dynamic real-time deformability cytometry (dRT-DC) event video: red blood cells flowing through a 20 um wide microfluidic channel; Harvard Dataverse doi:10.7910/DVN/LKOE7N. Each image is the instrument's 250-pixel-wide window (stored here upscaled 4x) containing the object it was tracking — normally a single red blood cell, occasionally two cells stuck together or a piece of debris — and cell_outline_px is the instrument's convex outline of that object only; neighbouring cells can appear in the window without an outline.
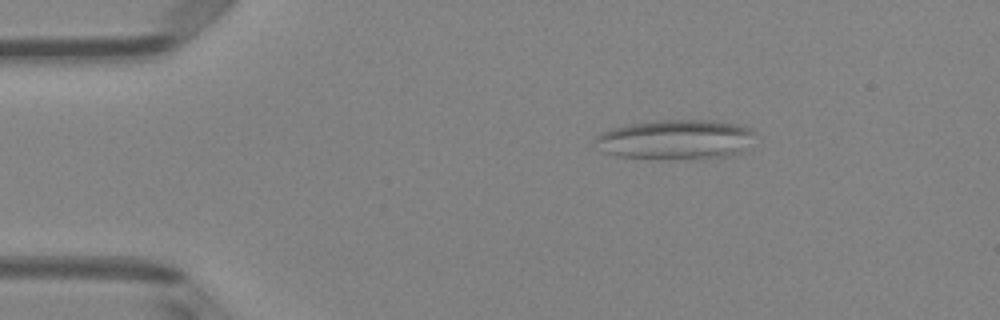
{"species": "Egyptian fruit bat (a non-hibernating species)", "species_latin": "Rousettus aegyptiacus", "temperature_condition": "room temperature", "stored_images_in_passage": 49, "camera_frame_rate_fps": 3000, "um_per_image_px": 0.085, "animal": {"sex": "female"}, "frame": {"image": 1, "passage_image": 8, "time_ms": 2.333, "image_size_px": [1000, 320], "cell_outline_px": [[756, 132], [740, 152], [724, 156], [668, 160], [616, 156], [604, 152], [596, 140], [596, 136], [612, 128], [632, 124], [656, 120], [708, 120], [736, 124], [748, 128]], "centroid_in_image_um": [57.4, 11.86], "position_along_channel_um": 27.6, "area_um2": 36.47}}
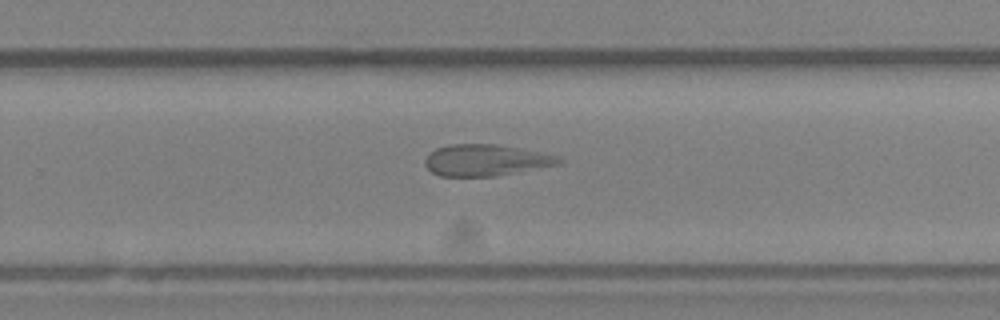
{"frame": {"image": 2, "passage_image": 32, "time_ms": 10.333, "image_size_px": [1000, 320], "cell_outline_px": [[564, 164], [496, 176], [440, 176], [432, 172], [424, 164], [424, 160], [436, 148], [448, 144], [496, 144], [556, 156], [564, 160]], "centroid_in_image_um": [41.3, 13.63], "position_along_channel_um": 288.5, "area_um2": 24.39}}
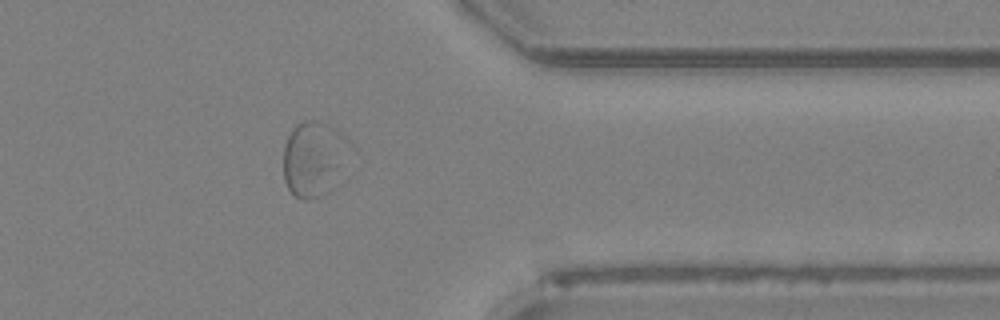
{"frame": {"image": 3, "passage_image": 40, "time_ms": 13.0, "image_size_px": [1000, 320], "cell_outline_px": [[356, 152], [316, 196], [308, 200], [304, 200], [296, 196], [288, 188], [284, 180], [284, 144], [292, 128], [296, 124], [304, 120], [316, 120], [340, 132], [356, 148]], "centroid_in_image_um": [26.68, 13.38], "position_along_channel_um": 384.7, "area_um2": 28.38}}